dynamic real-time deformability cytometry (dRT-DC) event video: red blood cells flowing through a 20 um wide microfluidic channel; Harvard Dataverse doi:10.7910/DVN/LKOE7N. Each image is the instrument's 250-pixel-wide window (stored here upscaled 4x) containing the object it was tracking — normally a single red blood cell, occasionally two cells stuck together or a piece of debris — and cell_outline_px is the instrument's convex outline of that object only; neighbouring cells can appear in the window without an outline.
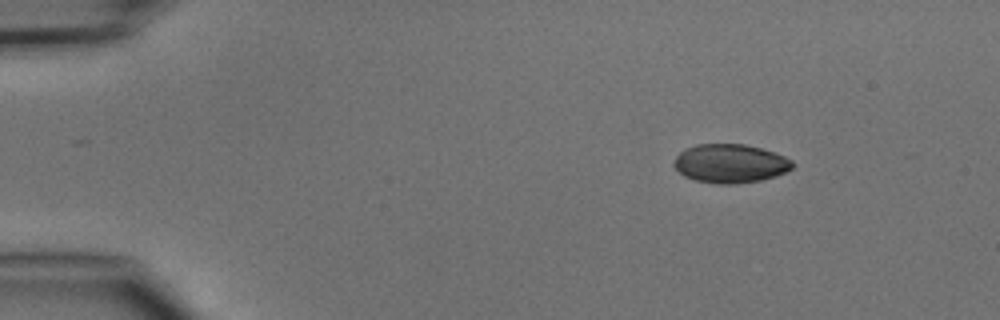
{"species": "common noctule bat (a hibernating species)", "species_latin": "Nyctalus noctula", "temperature_condition": "cold", "stored_images_in_passage": 3, "camera_frame_rate_fps": 3000, "um_per_image_px": 0.085, "animal": {"sex": "male", "body_mass_g": 15.6}, "frame": {"image": 1, "passage_image": 1, "time_ms": 0.0, "image_size_px": [1000, 320], "cell_outline_px": [[796, 164], [792, 168], [776, 176], [760, 180], [736, 184], [720, 184], [696, 180], [684, 176], [672, 164], [676, 156], [684, 148], [696, 144], [744, 144], [760, 148], [784, 156], [792, 160]], "centroid_in_image_um": [62.06, 13.89], "position_along_channel_um": 22.9, "area_um2": 26.76}}